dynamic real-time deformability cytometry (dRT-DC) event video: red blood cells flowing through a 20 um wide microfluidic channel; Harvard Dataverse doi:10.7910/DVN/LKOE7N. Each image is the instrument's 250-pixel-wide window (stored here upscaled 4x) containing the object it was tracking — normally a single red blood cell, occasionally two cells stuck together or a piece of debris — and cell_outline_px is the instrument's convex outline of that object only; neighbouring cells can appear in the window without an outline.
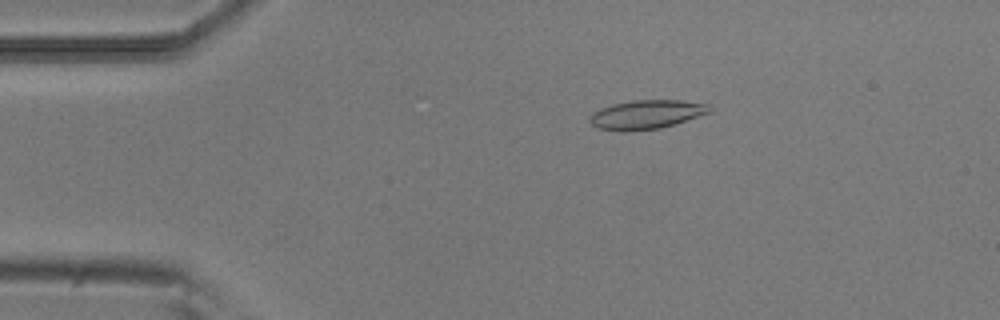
{"species": "common noctule bat (a hibernating species)", "species_latin": "Nyctalus noctula", "temperature_condition": "room temperature", "stored_images_in_passage": 49, "camera_frame_rate_fps": 3000, "um_per_image_px": 0.085, "animal": {"sex": "male", "body_mass_g": 20.5, "forearm_length_mm": 52.5}, "frame": {"image": 1, "passage_image": 10, "time_ms": 3.0, "image_size_px": [1000, 320], "cell_outline_px": [[712, 112], [676, 124], [660, 128], [596, 128], [588, 120], [592, 112], [600, 108], [612, 104], [632, 100], [680, 100], [708, 104], [712, 108]], "centroid_in_image_um": [55.02, 9.68], "position_along_channel_um": 30.0, "area_um2": 19.59}}
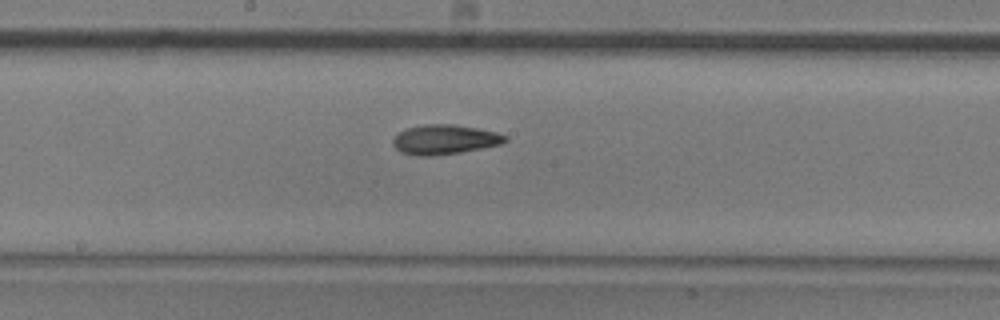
{"frame": {"image": 2, "passage_image": 28, "time_ms": 9.0, "image_size_px": [1000, 320], "cell_outline_px": [[508, 140], [500, 144], [460, 152], [432, 156], [420, 156], [400, 152], [392, 144], [392, 140], [396, 132], [408, 128], [424, 124], [452, 124], [476, 128], [496, 132], [508, 136]], "centroid_in_image_um": [37.75, 11.85], "position_along_channel_um": 210.5, "area_um2": 19.36}}
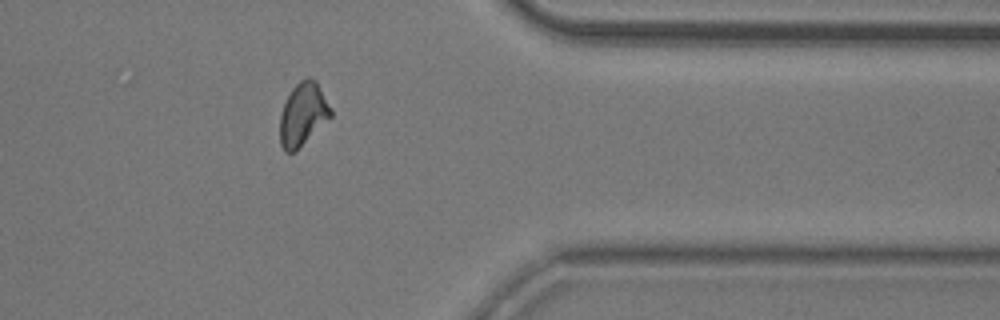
{"frame": {"image": 3, "passage_image": 43, "time_ms": 14.0, "image_size_px": [1000, 320], "cell_outline_px": [[332, 116], [296, 152], [284, 152], [280, 144], [280, 116], [284, 104], [292, 88], [300, 80], [308, 76], [316, 80], [332, 108]], "centroid_in_image_um": [25.76, 9.72], "position_along_channel_um": 385.6, "area_um2": 18.84}, "authors_computed_cell_mechanics": {"area_um2": 19.1318, "velocity_mm_per_s": 3.8068, "shape_relaxation_time_tau1_ms": 9.1332, "shape_relaxation_time_tau2_ms": 3.0195, "deformation_change_tau1": 0.1831, "deformation_change_tau2": 0.0937}}